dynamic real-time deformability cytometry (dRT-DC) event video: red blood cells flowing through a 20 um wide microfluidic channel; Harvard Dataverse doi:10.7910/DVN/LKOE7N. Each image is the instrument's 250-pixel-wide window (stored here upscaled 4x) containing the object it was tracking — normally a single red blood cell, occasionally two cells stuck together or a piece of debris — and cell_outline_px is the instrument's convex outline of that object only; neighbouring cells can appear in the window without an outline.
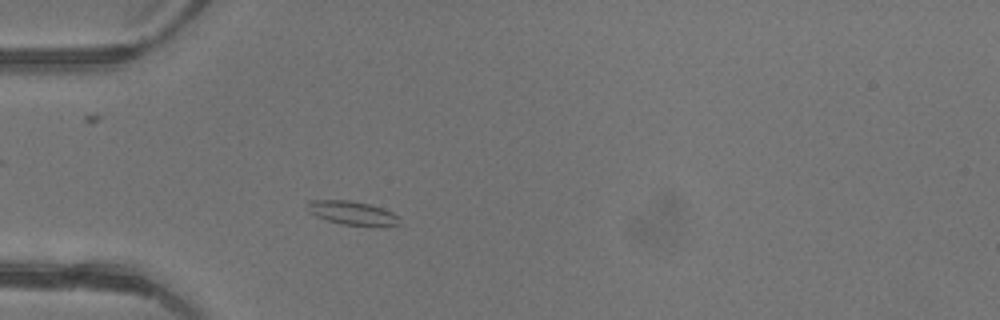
{"species": "common noctule bat (a hibernating species)", "species_latin": "Nyctalus noctula", "temperature_condition": "warm", "stored_images_in_passage": 41, "camera_frame_rate_fps": 3000, "um_per_image_px": 0.085, "animal": {"sex": "female"}, "frame": {"image": 1, "passage_image": 8, "time_ms": 2.333, "image_size_px": [1000, 320], "cell_outline_px": [[400, 224], [340, 224], [316, 216], [308, 212], [304, 204], [308, 200], [348, 200], [368, 204], [384, 208], [400, 216]], "centroid_in_image_um": [29.85, 18.06], "position_along_channel_um": 55.1, "area_um2": 12.48}}
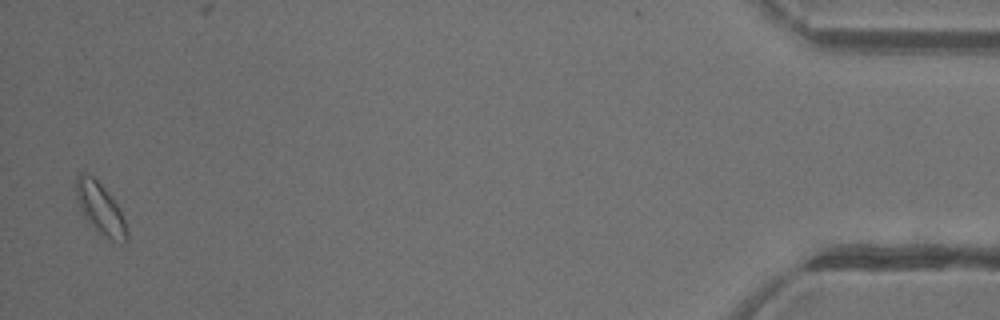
{"frame": {"image": 2, "passage_image": 40, "time_ms": 13.0, "image_size_px": [1000, 320], "cell_outline_px": [[128, 240], [120, 244], [96, 232], [84, 216], [80, 208], [76, 196], [76, 176], [80, 172], [84, 172], [92, 176], [112, 196], [120, 208], [128, 232]], "centroid_in_image_um": [8.54, 17.75], "position_along_channel_um": 426.7, "area_um2": 15.32}, "authors_computed_cell_mechanics": {"area_um2": 11.6756, "velocity_mm_per_s": 4.4082, "shape_relaxation_time_tau1_ms": 5.7939, "shape_relaxation_time_tau2_ms": null, "deformation_change_tau1": 0.1094, "deformation_change_tau2": null}}